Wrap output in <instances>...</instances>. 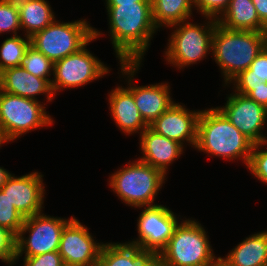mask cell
I'll return each mask as SVG.
<instances>
[{"mask_svg":"<svg viewBox=\"0 0 267 266\" xmlns=\"http://www.w3.org/2000/svg\"><path fill=\"white\" fill-rule=\"evenodd\" d=\"M105 7L108 33L118 61L142 62L153 35L159 30L153 22L152 2Z\"/></svg>","mask_w":267,"mask_h":266,"instance_id":"cell-1","label":"cell"},{"mask_svg":"<svg viewBox=\"0 0 267 266\" xmlns=\"http://www.w3.org/2000/svg\"><path fill=\"white\" fill-rule=\"evenodd\" d=\"M254 143L216 107L203 109L197 124L195 150L211 157L242 160L247 167ZM241 158V159H240Z\"/></svg>","mask_w":267,"mask_h":266,"instance_id":"cell-2","label":"cell"},{"mask_svg":"<svg viewBox=\"0 0 267 266\" xmlns=\"http://www.w3.org/2000/svg\"><path fill=\"white\" fill-rule=\"evenodd\" d=\"M267 45V32L231 30L217 23L212 39V57L221 68L227 86Z\"/></svg>","mask_w":267,"mask_h":266,"instance_id":"cell-3","label":"cell"},{"mask_svg":"<svg viewBox=\"0 0 267 266\" xmlns=\"http://www.w3.org/2000/svg\"><path fill=\"white\" fill-rule=\"evenodd\" d=\"M202 226L193 218L182 219L156 257L161 266H215L218 258Z\"/></svg>","mask_w":267,"mask_h":266,"instance_id":"cell-4","label":"cell"},{"mask_svg":"<svg viewBox=\"0 0 267 266\" xmlns=\"http://www.w3.org/2000/svg\"><path fill=\"white\" fill-rule=\"evenodd\" d=\"M135 160L110 174L109 187L125 205L135 209L156 205L154 201L166 175L139 159Z\"/></svg>","mask_w":267,"mask_h":266,"instance_id":"cell-5","label":"cell"},{"mask_svg":"<svg viewBox=\"0 0 267 266\" xmlns=\"http://www.w3.org/2000/svg\"><path fill=\"white\" fill-rule=\"evenodd\" d=\"M204 18L207 22L199 23L200 25L186 20L170 26L174 30L164 51L167 63L181 70L186 66L197 64L198 61L200 63L212 52V39L217 20L211 17Z\"/></svg>","mask_w":267,"mask_h":266,"instance_id":"cell-6","label":"cell"},{"mask_svg":"<svg viewBox=\"0 0 267 266\" xmlns=\"http://www.w3.org/2000/svg\"><path fill=\"white\" fill-rule=\"evenodd\" d=\"M41 103L0 90V132L7 143L54 123L45 103Z\"/></svg>","mask_w":267,"mask_h":266,"instance_id":"cell-7","label":"cell"},{"mask_svg":"<svg viewBox=\"0 0 267 266\" xmlns=\"http://www.w3.org/2000/svg\"><path fill=\"white\" fill-rule=\"evenodd\" d=\"M94 37V27L86 19L71 22L54 20L32 37L31 46L53 63L78 52Z\"/></svg>","mask_w":267,"mask_h":266,"instance_id":"cell-8","label":"cell"},{"mask_svg":"<svg viewBox=\"0 0 267 266\" xmlns=\"http://www.w3.org/2000/svg\"><path fill=\"white\" fill-rule=\"evenodd\" d=\"M102 34L94 27V37L83 48L54 63V77L51 81L54 96L58 95V91L85 86L110 73V68L86 49L87 45Z\"/></svg>","mask_w":267,"mask_h":266,"instance_id":"cell-9","label":"cell"},{"mask_svg":"<svg viewBox=\"0 0 267 266\" xmlns=\"http://www.w3.org/2000/svg\"><path fill=\"white\" fill-rule=\"evenodd\" d=\"M73 218L54 217L43 212L27 217L16 236L15 264L20 257H33L58 251L60 238L65 225ZM28 234L26 237L25 235ZM26 237V238H25Z\"/></svg>","mask_w":267,"mask_h":266,"instance_id":"cell-10","label":"cell"},{"mask_svg":"<svg viewBox=\"0 0 267 266\" xmlns=\"http://www.w3.org/2000/svg\"><path fill=\"white\" fill-rule=\"evenodd\" d=\"M143 208L137 220L138 238L128 241L144 251L157 257L166 247L179 224V216L164 205H153Z\"/></svg>","mask_w":267,"mask_h":266,"instance_id":"cell-11","label":"cell"},{"mask_svg":"<svg viewBox=\"0 0 267 266\" xmlns=\"http://www.w3.org/2000/svg\"><path fill=\"white\" fill-rule=\"evenodd\" d=\"M119 64L122 76L124 75L128 80L126 88L133 94L135 105L149 126L175 102L170 96L171 87L167 82L136 86L132 81L136 76L135 73L141 69L142 62H120Z\"/></svg>","mask_w":267,"mask_h":266,"instance_id":"cell-12","label":"cell"},{"mask_svg":"<svg viewBox=\"0 0 267 266\" xmlns=\"http://www.w3.org/2000/svg\"><path fill=\"white\" fill-rule=\"evenodd\" d=\"M102 245L87 226L73 217L62 230L58 252L65 266H98Z\"/></svg>","mask_w":267,"mask_h":266,"instance_id":"cell-13","label":"cell"},{"mask_svg":"<svg viewBox=\"0 0 267 266\" xmlns=\"http://www.w3.org/2000/svg\"><path fill=\"white\" fill-rule=\"evenodd\" d=\"M226 98L224 106L217 108L254 144L264 142L266 133L264 135L263 131L267 125V109L235 91Z\"/></svg>","mask_w":267,"mask_h":266,"instance_id":"cell-14","label":"cell"},{"mask_svg":"<svg viewBox=\"0 0 267 266\" xmlns=\"http://www.w3.org/2000/svg\"><path fill=\"white\" fill-rule=\"evenodd\" d=\"M42 177L37 171L19 177L12 174L1 188L24 218L43 212L46 192Z\"/></svg>","mask_w":267,"mask_h":266,"instance_id":"cell-15","label":"cell"},{"mask_svg":"<svg viewBox=\"0 0 267 266\" xmlns=\"http://www.w3.org/2000/svg\"><path fill=\"white\" fill-rule=\"evenodd\" d=\"M182 104L174 102L149 127L156 133L175 140L183 146L189 143L187 145L195 148L197 124L201 110L192 111Z\"/></svg>","mask_w":267,"mask_h":266,"instance_id":"cell-16","label":"cell"},{"mask_svg":"<svg viewBox=\"0 0 267 266\" xmlns=\"http://www.w3.org/2000/svg\"><path fill=\"white\" fill-rule=\"evenodd\" d=\"M142 156L138 159L159 169L165 175L168 167L184 153V146L152 130L149 126L139 135Z\"/></svg>","mask_w":267,"mask_h":266,"instance_id":"cell-17","label":"cell"},{"mask_svg":"<svg viewBox=\"0 0 267 266\" xmlns=\"http://www.w3.org/2000/svg\"><path fill=\"white\" fill-rule=\"evenodd\" d=\"M0 90L35 101H39L37 96L40 94H45L47 102L55 98L47 79L36 77L20 66L0 72Z\"/></svg>","mask_w":267,"mask_h":266,"instance_id":"cell-18","label":"cell"},{"mask_svg":"<svg viewBox=\"0 0 267 266\" xmlns=\"http://www.w3.org/2000/svg\"><path fill=\"white\" fill-rule=\"evenodd\" d=\"M109 111L116 126L126 135H139L148 127L126 86H116L108 95ZM140 132V133H139Z\"/></svg>","mask_w":267,"mask_h":266,"instance_id":"cell-19","label":"cell"},{"mask_svg":"<svg viewBox=\"0 0 267 266\" xmlns=\"http://www.w3.org/2000/svg\"><path fill=\"white\" fill-rule=\"evenodd\" d=\"M225 256L230 266H267V230L246 237Z\"/></svg>","mask_w":267,"mask_h":266,"instance_id":"cell-20","label":"cell"},{"mask_svg":"<svg viewBox=\"0 0 267 266\" xmlns=\"http://www.w3.org/2000/svg\"><path fill=\"white\" fill-rule=\"evenodd\" d=\"M155 257L127 242L103 243L98 266H147Z\"/></svg>","mask_w":267,"mask_h":266,"instance_id":"cell-21","label":"cell"},{"mask_svg":"<svg viewBox=\"0 0 267 266\" xmlns=\"http://www.w3.org/2000/svg\"><path fill=\"white\" fill-rule=\"evenodd\" d=\"M217 23L231 30L267 32L252 0H230L228 8L217 19Z\"/></svg>","mask_w":267,"mask_h":266,"instance_id":"cell-22","label":"cell"},{"mask_svg":"<svg viewBox=\"0 0 267 266\" xmlns=\"http://www.w3.org/2000/svg\"><path fill=\"white\" fill-rule=\"evenodd\" d=\"M19 7L21 30L32 37L50 25L56 18L47 0H16Z\"/></svg>","mask_w":267,"mask_h":266,"instance_id":"cell-23","label":"cell"},{"mask_svg":"<svg viewBox=\"0 0 267 266\" xmlns=\"http://www.w3.org/2000/svg\"><path fill=\"white\" fill-rule=\"evenodd\" d=\"M152 18L157 29L190 20L193 0H151Z\"/></svg>","mask_w":267,"mask_h":266,"instance_id":"cell-24","label":"cell"},{"mask_svg":"<svg viewBox=\"0 0 267 266\" xmlns=\"http://www.w3.org/2000/svg\"><path fill=\"white\" fill-rule=\"evenodd\" d=\"M267 82V45L252 61L249 68L236 76L229 85L236 93L246 96L253 87ZM234 85V86H233Z\"/></svg>","mask_w":267,"mask_h":266,"instance_id":"cell-25","label":"cell"},{"mask_svg":"<svg viewBox=\"0 0 267 266\" xmlns=\"http://www.w3.org/2000/svg\"><path fill=\"white\" fill-rule=\"evenodd\" d=\"M31 45L30 37L13 35L4 39L0 46V72L20 66L21 59Z\"/></svg>","mask_w":267,"mask_h":266,"instance_id":"cell-26","label":"cell"},{"mask_svg":"<svg viewBox=\"0 0 267 266\" xmlns=\"http://www.w3.org/2000/svg\"><path fill=\"white\" fill-rule=\"evenodd\" d=\"M20 67L36 77L47 79L50 83L52 81L50 77L53 75L54 63L31 45L21 59Z\"/></svg>","mask_w":267,"mask_h":266,"instance_id":"cell-27","label":"cell"},{"mask_svg":"<svg viewBox=\"0 0 267 266\" xmlns=\"http://www.w3.org/2000/svg\"><path fill=\"white\" fill-rule=\"evenodd\" d=\"M25 218L17 211L2 190H0V226L17 236L24 224Z\"/></svg>","mask_w":267,"mask_h":266,"instance_id":"cell-28","label":"cell"},{"mask_svg":"<svg viewBox=\"0 0 267 266\" xmlns=\"http://www.w3.org/2000/svg\"><path fill=\"white\" fill-rule=\"evenodd\" d=\"M19 7L16 0H0V34L20 31ZM18 31V32H17Z\"/></svg>","mask_w":267,"mask_h":266,"instance_id":"cell-29","label":"cell"},{"mask_svg":"<svg viewBox=\"0 0 267 266\" xmlns=\"http://www.w3.org/2000/svg\"><path fill=\"white\" fill-rule=\"evenodd\" d=\"M265 146L264 142L254 144L247 169L257 180L267 184V150L262 149Z\"/></svg>","mask_w":267,"mask_h":266,"instance_id":"cell-30","label":"cell"},{"mask_svg":"<svg viewBox=\"0 0 267 266\" xmlns=\"http://www.w3.org/2000/svg\"><path fill=\"white\" fill-rule=\"evenodd\" d=\"M16 236L8 229L0 226V260L9 266L15 264Z\"/></svg>","mask_w":267,"mask_h":266,"instance_id":"cell-31","label":"cell"},{"mask_svg":"<svg viewBox=\"0 0 267 266\" xmlns=\"http://www.w3.org/2000/svg\"><path fill=\"white\" fill-rule=\"evenodd\" d=\"M230 0H193L194 8L203 17L218 19L228 8Z\"/></svg>","mask_w":267,"mask_h":266,"instance_id":"cell-32","label":"cell"},{"mask_svg":"<svg viewBox=\"0 0 267 266\" xmlns=\"http://www.w3.org/2000/svg\"><path fill=\"white\" fill-rule=\"evenodd\" d=\"M23 266H65L58 251L44 253L33 257H24Z\"/></svg>","mask_w":267,"mask_h":266,"instance_id":"cell-33","label":"cell"},{"mask_svg":"<svg viewBox=\"0 0 267 266\" xmlns=\"http://www.w3.org/2000/svg\"><path fill=\"white\" fill-rule=\"evenodd\" d=\"M246 96L267 109V82H262L257 87H253V90Z\"/></svg>","mask_w":267,"mask_h":266,"instance_id":"cell-34","label":"cell"},{"mask_svg":"<svg viewBox=\"0 0 267 266\" xmlns=\"http://www.w3.org/2000/svg\"><path fill=\"white\" fill-rule=\"evenodd\" d=\"M261 22L267 27V0H252Z\"/></svg>","mask_w":267,"mask_h":266,"instance_id":"cell-35","label":"cell"},{"mask_svg":"<svg viewBox=\"0 0 267 266\" xmlns=\"http://www.w3.org/2000/svg\"><path fill=\"white\" fill-rule=\"evenodd\" d=\"M134 2H151V0H105V6H119L120 4H134Z\"/></svg>","mask_w":267,"mask_h":266,"instance_id":"cell-36","label":"cell"},{"mask_svg":"<svg viewBox=\"0 0 267 266\" xmlns=\"http://www.w3.org/2000/svg\"><path fill=\"white\" fill-rule=\"evenodd\" d=\"M11 175L12 173L0 166V190Z\"/></svg>","mask_w":267,"mask_h":266,"instance_id":"cell-37","label":"cell"},{"mask_svg":"<svg viewBox=\"0 0 267 266\" xmlns=\"http://www.w3.org/2000/svg\"><path fill=\"white\" fill-rule=\"evenodd\" d=\"M215 266H230L222 257H218Z\"/></svg>","mask_w":267,"mask_h":266,"instance_id":"cell-38","label":"cell"},{"mask_svg":"<svg viewBox=\"0 0 267 266\" xmlns=\"http://www.w3.org/2000/svg\"><path fill=\"white\" fill-rule=\"evenodd\" d=\"M147 266H161L159 260L155 257Z\"/></svg>","mask_w":267,"mask_h":266,"instance_id":"cell-39","label":"cell"},{"mask_svg":"<svg viewBox=\"0 0 267 266\" xmlns=\"http://www.w3.org/2000/svg\"><path fill=\"white\" fill-rule=\"evenodd\" d=\"M4 143H7V142L4 140V138H3V136H2V134H1V132H0V148L2 147V145H3Z\"/></svg>","mask_w":267,"mask_h":266,"instance_id":"cell-40","label":"cell"},{"mask_svg":"<svg viewBox=\"0 0 267 266\" xmlns=\"http://www.w3.org/2000/svg\"><path fill=\"white\" fill-rule=\"evenodd\" d=\"M264 143H265V144H266V146H267V136H266V139H265Z\"/></svg>","mask_w":267,"mask_h":266,"instance_id":"cell-41","label":"cell"}]
</instances>
